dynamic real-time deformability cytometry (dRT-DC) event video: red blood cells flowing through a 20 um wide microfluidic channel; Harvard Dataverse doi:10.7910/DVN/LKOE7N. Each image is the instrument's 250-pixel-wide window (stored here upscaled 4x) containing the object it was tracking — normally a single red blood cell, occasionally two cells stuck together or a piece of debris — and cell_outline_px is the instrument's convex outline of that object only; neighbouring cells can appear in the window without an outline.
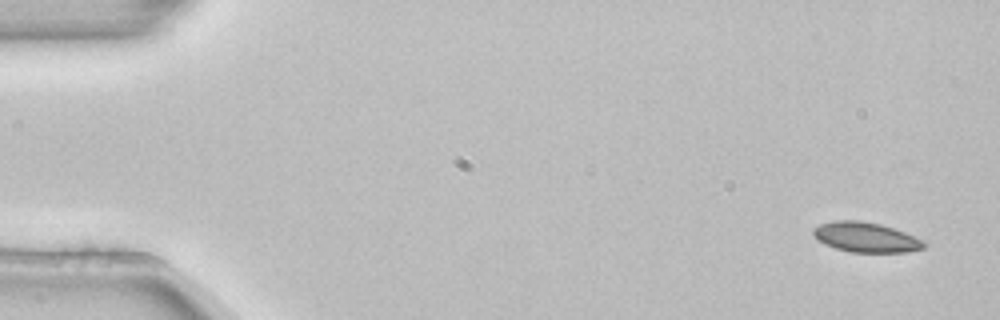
{"species": "common noctule bat (a hibernating species)", "species_latin": "Nyctalus noctula", "temperature_condition": "room temperature", "stored_images_in_passage": 5, "camera_frame_rate_fps": 3000, "um_per_image_px": 0.085, "animal": {"sex": "female", "body_mass_g": 22.7, "forearm_length_mm": 54.2}, "frame": {"image": 1, "passage_image": 1, "time_ms": 0.0, "image_size_px": [1000, 320], "cell_outline_px": [[928, 244], [924, 248], [908, 252], [852, 252], [836, 248], [824, 244], [816, 240], [812, 236], [812, 228], [820, 224], [836, 220], [856, 220], [880, 224], [904, 232]], "centroid_in_image_um": [73.53, 20.17], "position_along_channel_um": 11.5, "area_um2": 19.25}}
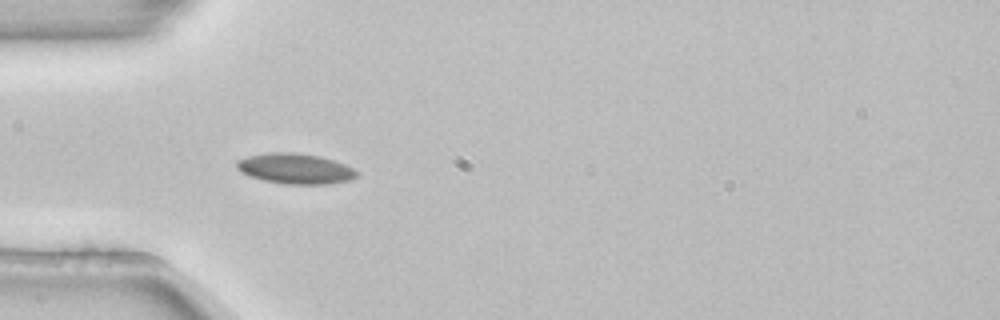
{"frame": {"image": 2, "passage_image": 4, "time_ms": 1.0, "image_size_px": [1000, 320], "cell_outline_px": [[356, 176], [352, 180], [328, 184], [284, 184], [264, 180], [248, 176], [240, 172], [236, 168], [236, 160], [248, 156], [268, 152], [292, 152], [320, 156], [344, 164], [352, 168], [356, 172]], "centroid_in_image_um": [25.05, 14.33], "position_along_channel_um": 60.0, "area_um2": 21.33}}